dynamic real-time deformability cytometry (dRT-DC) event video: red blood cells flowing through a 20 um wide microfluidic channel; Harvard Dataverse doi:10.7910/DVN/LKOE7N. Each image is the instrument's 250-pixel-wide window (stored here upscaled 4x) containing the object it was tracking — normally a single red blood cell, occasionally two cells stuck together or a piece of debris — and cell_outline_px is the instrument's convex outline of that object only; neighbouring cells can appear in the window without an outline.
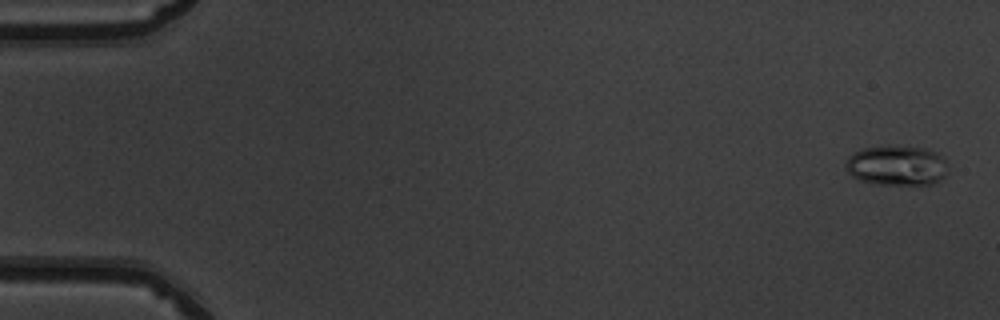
{"species": "common noctule bat (a hibernating species)", "species_latin": "Nyctalus noctula", "temperature_condition": "warm", "stored_images_in_passage": 41, "camera_frame_rate_fps": 3000, "um_per_image_px": 0.085, "animal": {"sex": "male", "body_mass_g": 19.5, "forearm_length_mm": 54.6}, "frame": {"image": 1, "passage_image": 2, "time_ms": 0.333, "image_size_px": [1000, 320], "cell_outline_px": [[948, 172], [940, 180], [932, 184], [880, 184], [860, 180], [852, 176], [848, 172], [844, 164], [848, 156], [864, 148], [888, 144], [924, 148], [936, 152], [944, 160], [948, 168]], "centroid_in_image_um": [76.21, 14.05], "position_along_channel_um": 8.8, "area_um2": 24.04}}
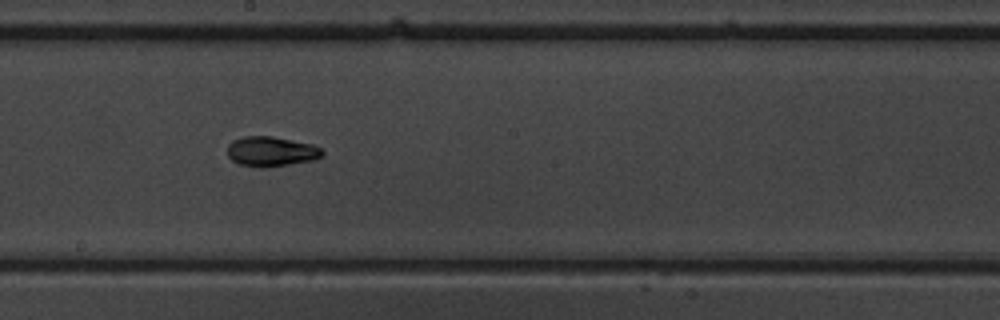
{"frame": {"image": 2, "passage_image": 29, "time_ms": 9.333, "image_size_px": [1000, 320], "cell_outline_px": [[324, 152], [320, 156], [312, 160], [288, 164], [260, 168], [240, 164], [232, 160], [228, 156], [228, 144], [232, 140], [244, 136], [272, 136], [312, 144], [320, 148]], "centroid_in_image_um": [23.01, 12.86], "position_along_channel_um": 225.2, "area_um2": 16.36}}
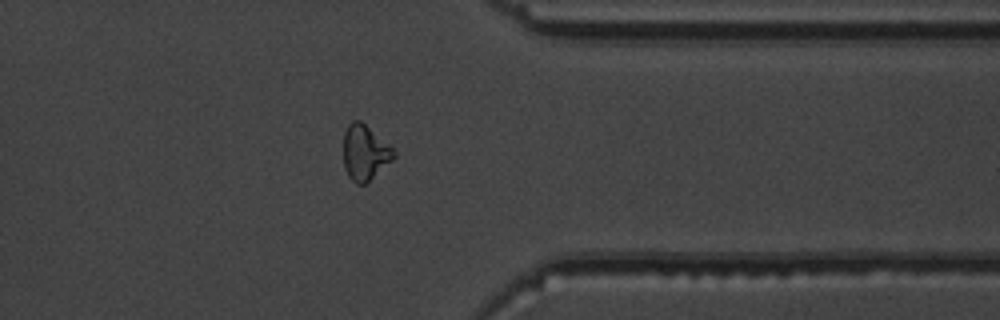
{"frame": {"image": 3, "passage_image": 41, "time_ms": 13.333, "image_size_px": [1000, 320], "cell_outline_px": [[396, 156], [392, 160], [364, 184], [356, 184], [348, 176], [344, 168], [344, 132], [348, 124], [352, 120], [360, 120], [388, 144], [396, 152]], "centroid_in_image_um": [30.99, 12.96], "position_along_channel_um": 380.4, "area_um2": 15.95}, "authors_computed_cell_mechanics": {"area_um2": 15.7794, "velocity_mm_per_s": 4.0443, "shape_relaxation_time_tau1_ms": 4.9382, "shape_relaxation_time_tau2_ms": 4.3925, "deformation_change_tau1": 0.1926, "deformation_change_tau2": 0.1152}}